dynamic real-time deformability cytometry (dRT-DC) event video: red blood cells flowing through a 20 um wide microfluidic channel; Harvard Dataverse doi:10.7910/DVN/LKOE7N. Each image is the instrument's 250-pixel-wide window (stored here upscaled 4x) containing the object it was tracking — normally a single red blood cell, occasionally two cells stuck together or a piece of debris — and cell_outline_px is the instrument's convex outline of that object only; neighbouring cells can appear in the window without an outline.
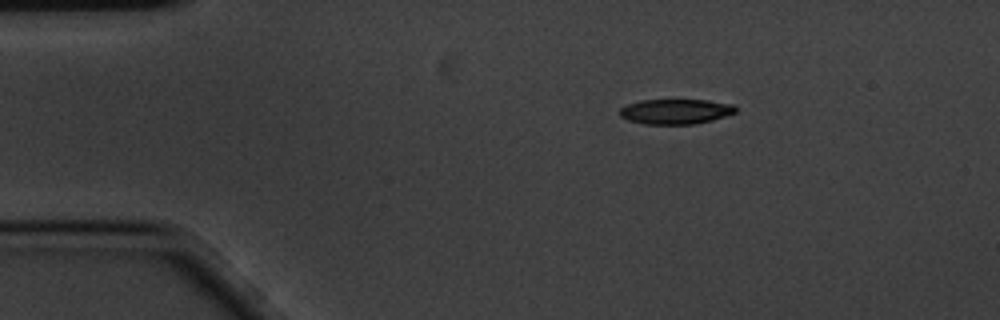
{"species": "common noctule bat (a hibernating species)", "species_latin": "Nyctalus noctula", "temperature_condition": "cold", "stored_images_in_passage": 5, "camera_frame_rate_fps": 3000, "um_per_image_px": 0.085, "animal": {"sex": "male", "body_mass_g": 20.1, "forearm_length_mm": 53.5}, "frame": {"image": 1, "passage_image": 3, "time_ms": 0.667, "image_size_px": [1000, 320], "cell_outline_px": [[736, 112], [712, 120], [696, 124], [644, 124], [628, 120], [620, 116], [620, 108], [628, 104], [640, 100], [708, 100], [736, 104]], "centroid_in_image_um": [57.45, 9.47], "position_along_channel_um": 27.6, "area_um2": 16.99}}
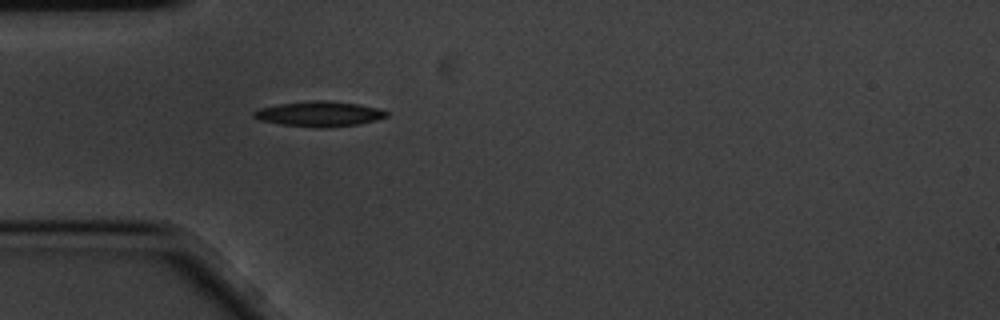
{"frame": {"image": 2, "passage_image": 5, "time_ms": 1.333, "image_size_px": [1000, 320], "cell_outline_px": [[388, 116], [376, 120], [356, 124], [328, 128], [316, 128], [280, 124], [260, 120], [252, 116], [252, 112], [260, 108], [280, 104], [316, 100], [320, 100], [360, 104], [376, 108], [388, 112]], "centroid_in_image_um": [27.12, 9.69], "position_along_channel_um": 57.9, "area_um2": 19.31}}